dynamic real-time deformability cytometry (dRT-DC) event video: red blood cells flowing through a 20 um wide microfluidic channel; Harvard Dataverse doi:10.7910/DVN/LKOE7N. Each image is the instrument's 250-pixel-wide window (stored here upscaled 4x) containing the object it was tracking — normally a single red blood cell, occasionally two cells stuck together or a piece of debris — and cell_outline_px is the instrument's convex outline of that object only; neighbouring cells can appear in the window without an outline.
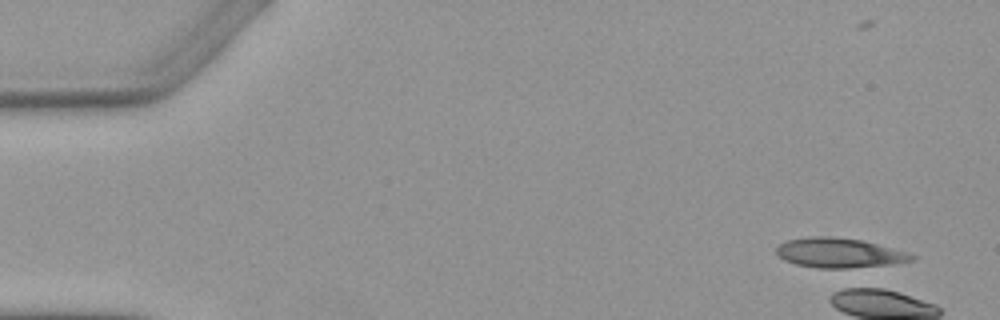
{"species": "Egyptian fruit bat (a non-hibernating species)", "species_latin": "Rousettus aegyptiacus", "temperature_condition": "warm", "stored_images_in_passage": 6, "camera_frame_rate_fps": 3000, "um_per_image_px": 0.085, "animal": {"sex": "female"}, "frame": {"image": 1, "passage_image": 1, "time_ms": 0.0, "image_size_px": [1000, 320], "cell_outline_px": [[916, 260], [892, 264], [840, 272], [816, 268], [796, 264], [784, 260], [776, 252], [776, 248], [780, 244], [788, 240], [808, 236], [832, 236], [860, 240], [908, 252], [916, 256]], "centroid_in_image_um": [71.37, 21.55], "position_along_channel_um": 13.6, "area_um2": 24.33}}